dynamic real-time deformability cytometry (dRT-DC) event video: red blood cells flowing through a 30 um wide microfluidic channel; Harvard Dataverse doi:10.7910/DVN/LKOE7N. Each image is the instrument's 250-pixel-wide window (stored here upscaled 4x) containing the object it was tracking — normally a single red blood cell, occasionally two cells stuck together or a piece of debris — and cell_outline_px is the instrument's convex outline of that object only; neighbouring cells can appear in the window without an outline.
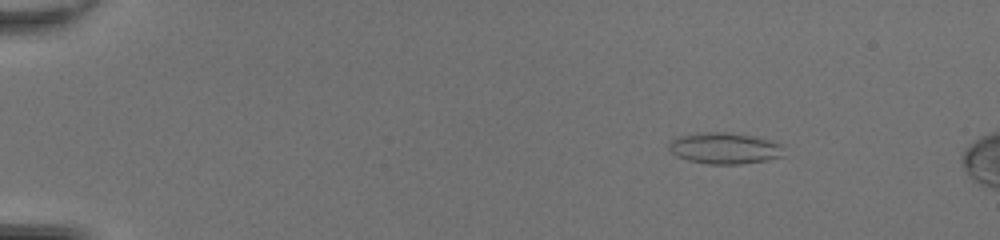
{"species": "common noctule bat (a hibernating species)", "species_latin": "Nyctalus noctula", "temperature_condition": "room temperature", "stored_images_in_passage": 44, "camera_frame_rate_fps": 3000, "um_per_image_px": 0.085, "animal": {"sex": "female", "body_mass_g": 20.0, "forearm_length_mm": 54.0}, "frame": {"image": 1, "passage_image": 2, "time_ms": 0.333, "image_size_px": [1000, 240], "cell_outline_px": [[784, 156], [768, 160], [740, 164], [708, 164], [688, 160], [676, 156], [668, 148], [668, 144], [672, 140], [680, 136], [700, 132], [728, 132], [752, 136], [784, 144]], "centroid_in_image_um": [61.62, 12.6], "position_along_channel_um": 23.4, "area_um2": 21.1}}
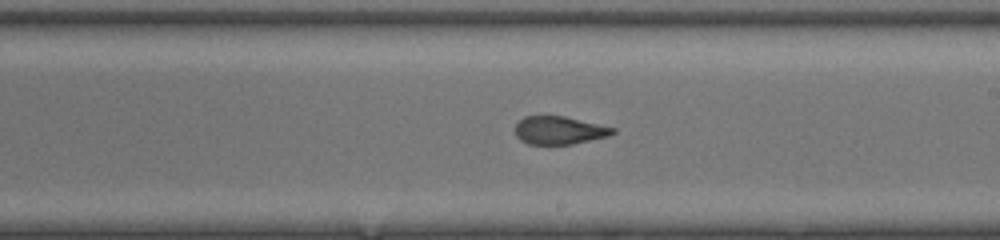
{"frame": {"image": 2, "passage_image": 25, "time_ms": 8.0, "image_size_px": [1000, 240], "cell_outline_px": [[616, 132], [608, 136], [572, 144], [528, 144], [520, 140], [516, 136], [516, 124], [524, 116], [564, 116], [616, 128]], "centroid_in_image_um": [47.53, 11.08], "position_along_channel_um": 241.5, "area_um2": 15.84}}
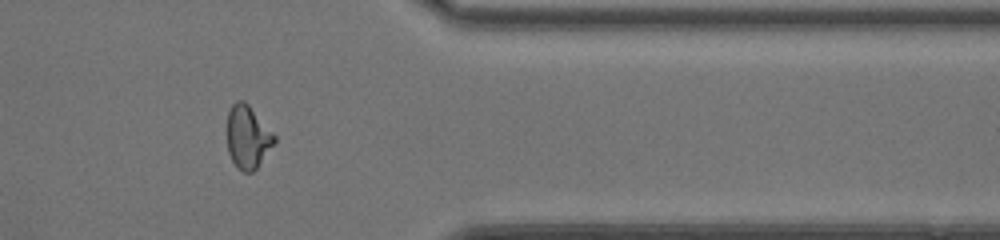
{"frame": {"image": 3, "passage_image": 36, "time_ms": 11.667, "image_size_px": [1000, 240], "cell_outline_px": [[276, 140], [256, 168], [252, 172], [244, 172], [232, 160], [228, 152], [228, 112], [232, 104], [236, 100], [244, 100], [248, 104], [276, 136]], "centroid_in_image_um": [21.05, 11.61], "position_along_channel_um": 390.4, "area_um2": 16.94}, "authors_computed_cell_mechanics": {"area_um2": 17.3689, "velocity_mm_per_s": 4.3416, "shape_relaxation_time_tau1_ms": null, "shape_relaxation_time_tau2_ms": 1.2662, "deformation_change_tau1": null, "deformation_change_tau2": 0.076}}